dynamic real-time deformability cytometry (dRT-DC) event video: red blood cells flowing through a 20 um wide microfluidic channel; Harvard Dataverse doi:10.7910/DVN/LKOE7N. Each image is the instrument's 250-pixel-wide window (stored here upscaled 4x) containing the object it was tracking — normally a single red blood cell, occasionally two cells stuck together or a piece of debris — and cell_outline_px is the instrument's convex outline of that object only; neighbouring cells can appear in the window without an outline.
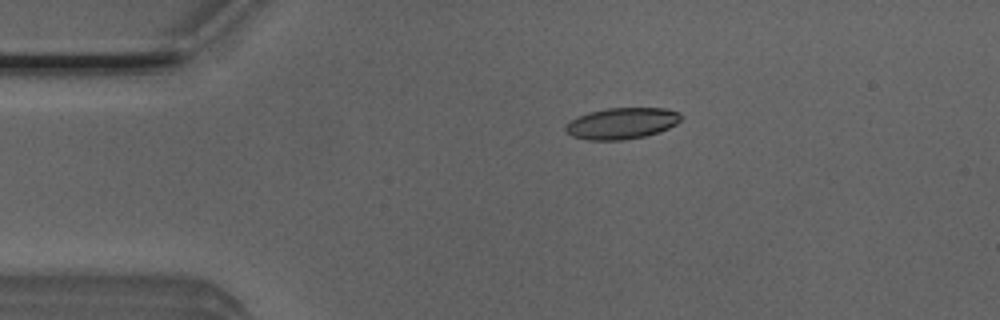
{"species": "Egyptian fruit bat (a non-hibernating species)", "species_latin": "Rousettus aegyptiacus", "temperature_condition": "room temperature", "stored_images_in_passage": 3, "camera_frame_rate_fps": 3000, "um_per_image_px": 0.085, "animal": {"sex": "male"}, "frame": {"image": 1, "passage_image": 3, "time_ms": 0.667, "image_size_px": [1000, 320], "cell_outline_px": [[684, 116], [676, 124], [668, 128], [644, 136], [620, 140], [588, 140], [572, 136], [564, 128], [564, 124], [576, 116], [588, 112], [608, 108], [664, 108], [680, 112]], "centroid_in_image_um": [52.83, 10.47], "position_along_channel_um": 32.2, "area_um2": 21.1}}